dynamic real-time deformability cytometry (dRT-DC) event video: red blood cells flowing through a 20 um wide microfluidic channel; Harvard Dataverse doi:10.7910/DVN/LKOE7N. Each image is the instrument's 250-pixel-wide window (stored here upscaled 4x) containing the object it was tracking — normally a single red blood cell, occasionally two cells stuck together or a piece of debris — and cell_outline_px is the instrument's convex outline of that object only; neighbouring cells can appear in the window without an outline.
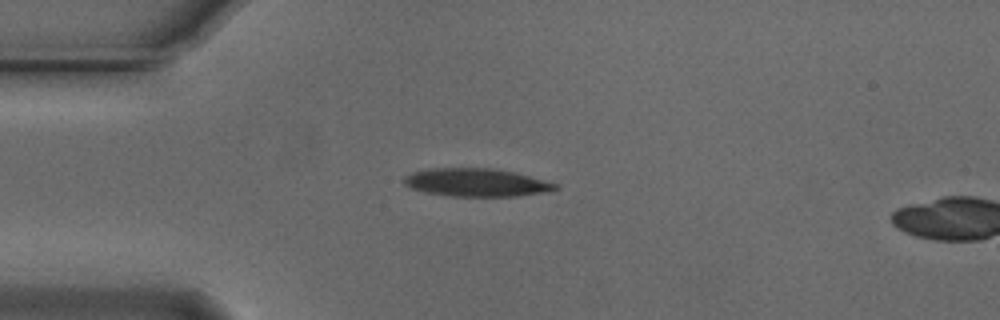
{"species": "Egyptian fruit bat (a non-hibernating species)", "species_latin": "Rousettus aegyptiacus", "temperature_condition": "cold", "stored_images_in_passage": 4, "camera_frame_rate_fps": 3000, "um_per_image_px": 0.085, "animal": {"sex": "male"}, "frame": {"image": 1, "passage_image": 1, "time_ms": 0.0, "image_size_px": [1000, 320], "cell_outline_px": [[560, 188], [548, 192], [516, 196], [452, 196], [424, 192], [412, 188], [404, 184], [404, 176], [412, 172], [428, 168], [492, 168], [512, 172], [560, 184]], "centroid_in_image_um": [40.5, 15.51], "position_along_channel_um": 44.5, "area_um2": 24.74}}